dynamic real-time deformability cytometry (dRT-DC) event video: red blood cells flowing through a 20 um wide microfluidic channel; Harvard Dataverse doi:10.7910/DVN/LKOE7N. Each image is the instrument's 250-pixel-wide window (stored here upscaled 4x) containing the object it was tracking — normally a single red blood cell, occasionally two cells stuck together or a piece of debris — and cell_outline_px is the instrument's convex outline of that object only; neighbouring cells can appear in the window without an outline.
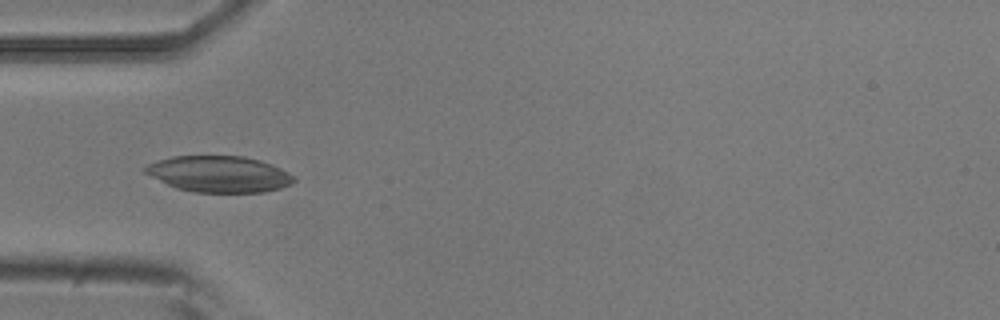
{"species": "common noctule bat (a hibernating species)", "species_latin": "Nyctalus noctula", "temperature_condition": "room temperature", "stored_images_in_passage": 4, "camera_frame_rate_fps": 3000, "um_per_image_px": 0.085, "animal": {"sex": "male", "body_mass_g": 20.5, "forearm_length_mm": 52.5}, "frame": {"image": 1, "passage_image": 2, "time_ms": 0.333, "image_size_px": [1000, 320], "cell_outline_px": [[296, 180], [292, 184], [280, 188], [264, 192], [192, 192], [176, 188], [144, 172], [140, 168], [148, 164], [172, 156], [244, 156], [260, 160], [272, 164], [296, 176]], "centroid_in_image_um": [18.65, 14.79], "position_along_channel_um": 66.3, "area_um2": 31.44}}
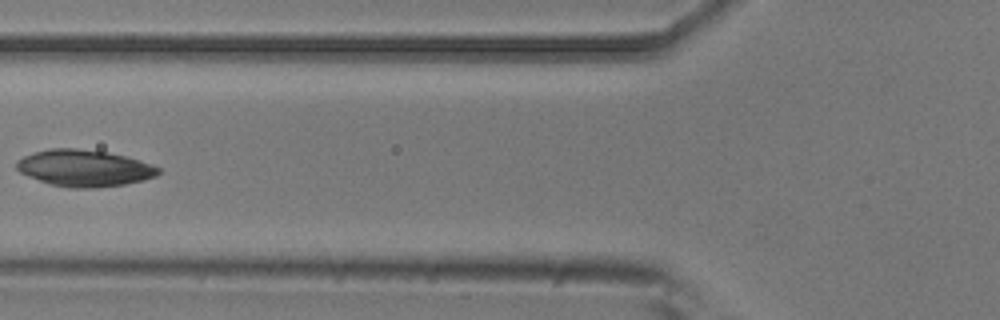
{"frame": {"image": 2, "passage_image": 3, "time_ms": 0.667, "image_size_px": [1000, 320], "cell_outline_px": [[160, 172], [156, 176], [144, 180], [124, 184], [96, 188], [68, 188], [48, 184], [28, 176], [20, 172], [16, 168], [16, 164], [24, 156], [32, 152], [52, 148], [76, 148], [104, 152], [124, 156], [152, 164], [160, 168]], "centroid_in_image_um": [7.15, 14.3], "position_along_channel_um": 118.6, "area_um2": 30.23}}
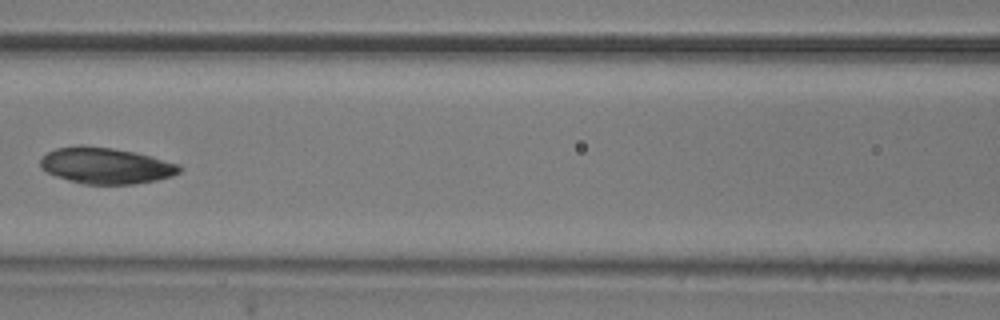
{"frame": {"image": 3, "passage_image": 4, "time_ms": 1.0, "image_size_px": [1000, 320], "cell_outline_px": [[180, 172], [172, 176], [156, 180], [132, 184], [84, 184], [68, 180], [56, 176], [40, 168], [40, 160], [48, 152], [56, 148], [80, 144], [112, 148], [152, 156], [180, 164]], "centroid_in_image_um": [8.99, 14.07], "position_along_channel_um": 157.6, "area_um2": 29.3}}